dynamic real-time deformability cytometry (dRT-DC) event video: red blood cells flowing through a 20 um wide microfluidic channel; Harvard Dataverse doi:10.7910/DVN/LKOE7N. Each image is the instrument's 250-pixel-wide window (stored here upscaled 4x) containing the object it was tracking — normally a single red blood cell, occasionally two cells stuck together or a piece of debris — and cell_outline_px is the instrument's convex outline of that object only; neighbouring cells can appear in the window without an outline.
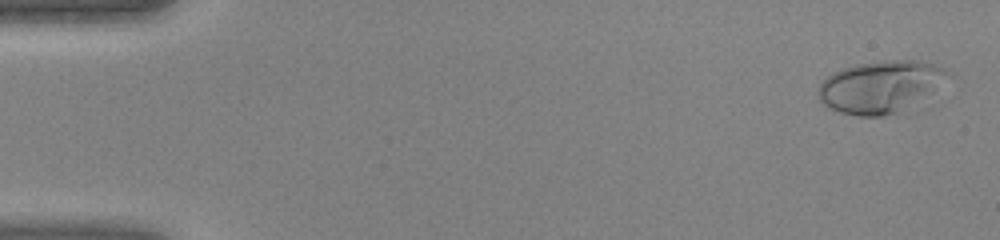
{"species": "human", "species_latin": "Homo sapiens", "temperature_condition": "warm", "stored_images_in_passage": 45, "camera_frame_rate_fps": 3000, "um_per_image_px": 0.085, "donor": {"sex": "female"}, "frame": {"image": 1, "passage_image": 2, "time_ms": 0.333, "image_size_px": [1000, 240], "cell_outline_px": [[952, 76], [900, 112], [880, 116], [860, 116], [840, 112], [824, 104], [820, 100], [820, 84], [832, 72], [856, 64], [884, 60], [916, 60], [932, 64], [944, 68]], "centroid_in_image_um": [74.83, 7.35], "position_along_channel_um": 10.2, "area_um2": 38.44}}
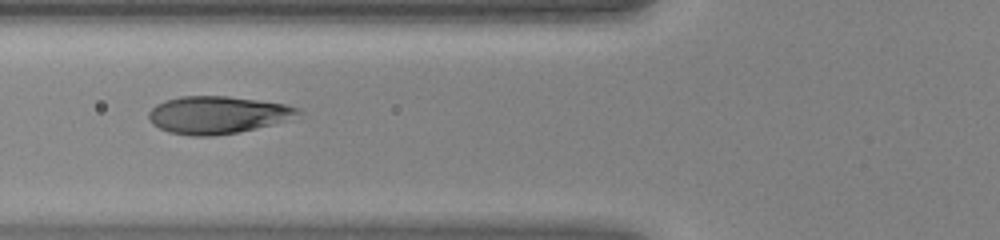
{"frame": {"image": 2, "passage_image": 18, "time_ms": 5.667, "image_size_px": [1000, 240], "cell_outline_px": [[304, 112], [284, 120], [272, 124], [256, 128], [236, 132], [212, 136], [192, 136], [168, 132], [152, 124], [148, 116], [148, 112], [156, 104], [164, 100], [180, 96], [228, 96], [284, 104], [300, 108]], "centroid_in_image_um": [18.44, 9.76], "position_along_channel_um": 107.4, "area_um2": 32.43}}
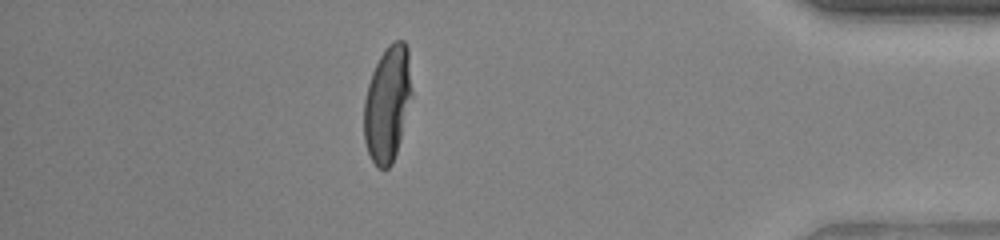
{"frame": {"image": 3, "passage_image": 40, "time_ms": 13.0, "image_size_px": [1000, 240], "cell_outline_px": [[412, 96], [400, 140], [392, 164], [388, 168], [376, 168], [368, 152], [364, 140], [364, 100], [368, 84], [372, 72], [380, 56], [388, 44], [396, 40], [404, 40], [408, 48], [412, 92]], "centroid_in_image_um": [32.94, 8.81], "position_along_channel_um": 402.3, "area_um2": 32.31}}